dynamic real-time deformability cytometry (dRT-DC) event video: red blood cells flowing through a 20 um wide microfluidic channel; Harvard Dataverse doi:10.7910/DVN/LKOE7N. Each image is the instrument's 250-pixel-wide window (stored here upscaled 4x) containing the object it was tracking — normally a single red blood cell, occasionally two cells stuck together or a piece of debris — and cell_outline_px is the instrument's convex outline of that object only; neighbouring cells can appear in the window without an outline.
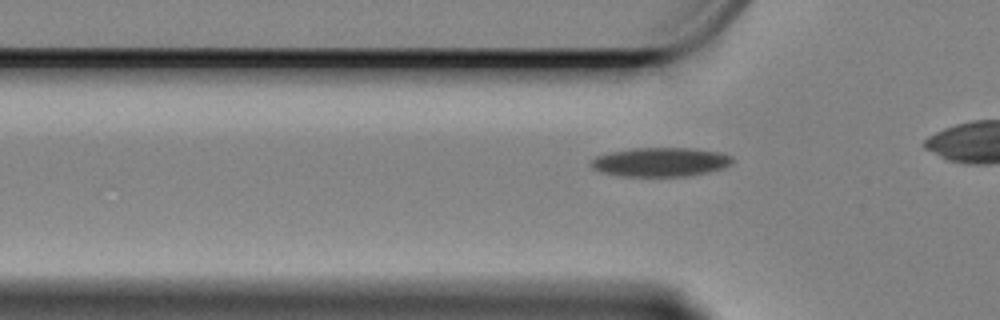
{"species": "Egyptian fruit bat (a non-hibernating species)", "species_latin": "Rousettus aegyptiacus", "temperature_condition": "cold", "stored_images_in_passage": 35, "camera_frame_rate_fps": 3000, "um_per_image_px": 0.085, "animal": {"sex": "female"}, "frame": {"image": 1, "passage_image": 7, "time_ms": 2.0, "image_size_px": [1000, 320], "cell_outline_px": [[732, 164], [724, 168], [708, 172], [684, 176], [620, 176], [600, 172], [592, 168], [592, 160], [596, 156], [608, 152], [632, 148], [688, 148], [720, 152], [732, 156]], "centroid_in_image_um": [56.13, 13.77], "position_along_channel_um": 69.7, "area_um2": 23.93}}
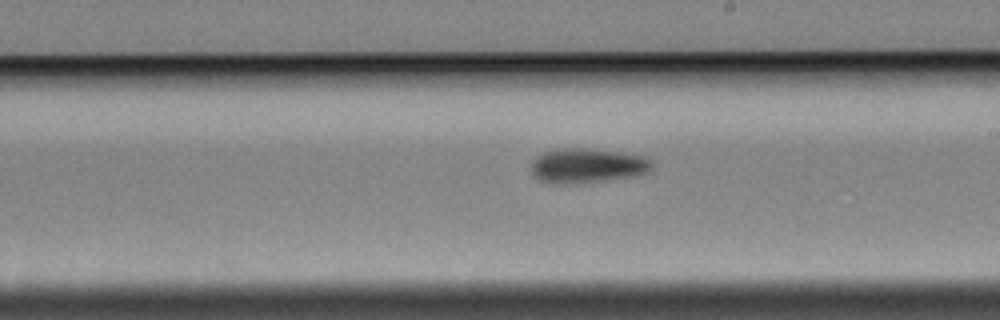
{"frame": {"image": 2, "passage_image": 22, "time_ms": 7.0, "image_size_px": [1000, 320], "cell_outline_px": [[652, 168], [648, 172], [636, 176], [580, 184], [548, 184], [532, 176], [532, 160], [536, 156], [544, 152], [564, 148], [592, 148], [648, 156], [652, 160]], "centroid_in_image_um": [49.94, 14.09], "position_along_channel_um": 239.1, "area_um2": 25.03}}
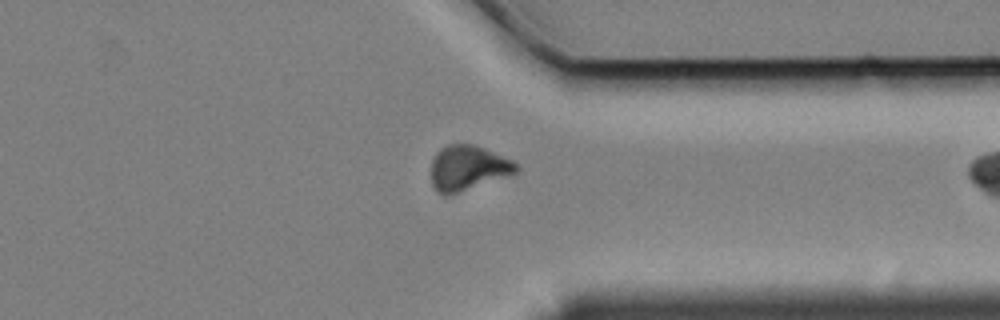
{"frame": {"image": 3, "passage_image": 34, "time_ms": 11.0, "image_size_px": [1000, 320], "cell_outline_px": [[520, 168], [516, 172], [508, 176], [448, 196], [444, 196], [432, 184], [432, 160], [436, 152], [440, 148], [448, 144], [476, 144], [512, 160]], "centroid_in_image_um": [39.77, 14.26], "position_along_channel_um": 371.6, "area_um2": 22.31}}